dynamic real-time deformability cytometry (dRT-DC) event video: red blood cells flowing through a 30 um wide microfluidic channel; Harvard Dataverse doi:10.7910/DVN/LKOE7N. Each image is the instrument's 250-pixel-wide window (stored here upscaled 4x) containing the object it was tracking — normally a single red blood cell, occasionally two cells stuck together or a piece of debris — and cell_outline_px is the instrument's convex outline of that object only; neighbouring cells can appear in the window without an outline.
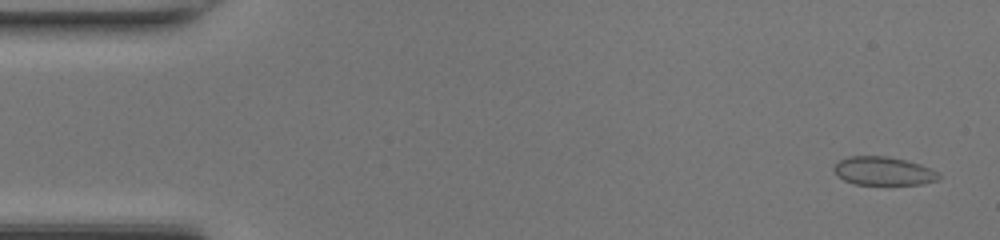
{"species": "common noctule bat (a hibernating species)", "species_latin": "Nyctalus noctula", "temperature_condition": "room temperature", "stored_images_in_passage": 46, "camera_frame_rate_fps": 3000, "um_per_image_px": 0.085, "animal": {"sex": "female", "body_mass_g": 17.0, "forearm_length_mm": 48.0}, "frame": {"image": 1, "passage_image": 1, "time_ms": 0.0, "image_size_px": [1000, 240], "cell_outline_px": [[940, 176], [936, 180], [920, 184], [856, 184], [844, 180], [832, 168], [840, 160], [848, 156], [888, 156], [920, 164], [936, 172]], "centroid_in_image_um": [75.06, 14.53], "position_along_channel_um": 9.9, "area_um2": 16.99}}
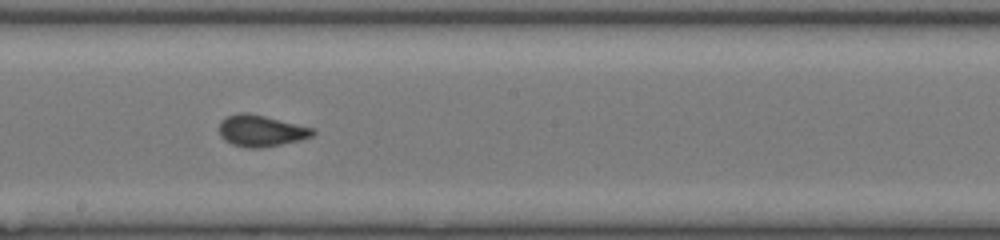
{"frame": {"image": 2, "passage_image": 25, "time_ms": 8.0, "image_size_px": [1000, 240], "cell_outline_px": [[316, 132], [312, 136], [300, 140], [260, 148], [248, 148], [232, 144], [224, 140], [220, 136], [220, 120], [236, 112], [248, 112], [316, 128]], "centroid_in_image_um": [22.2, 11.1], "position_along_channel_um": 226.0, "area_um2": 17.28}}
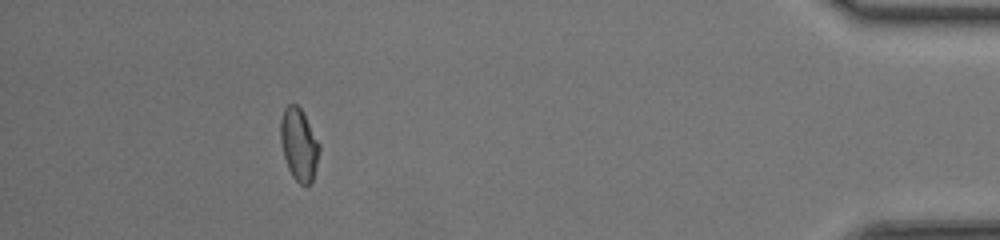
{"frame": {"image": 3, "passage_image": 42, "time_ms": 13.667, "image_size_px": [1000, 240], "cell_outline_px": [[320, 148], [312, 180], [308, 184], [300, 184], [292, 176], [288, 168], [284, 156], [280, 140], [280, 120], [284, 108], [288, 104], [296, 104], [300, 108], [320, 144]], "centroid_in_image_um": [25.38, 12.26], "position_along_channel_um": 409.8, "area_um2": 16.07}, "authors_computed_cell_mechanics": {"area_um2": 16.9932, "velocity_mm_per_s": 4.3602, "shape_relaxation_time_tau1_ms": 9.4093, "shape_relaxation_time_tau2_ms": null, "deformation_change_tau1": 0.1688, "deformation_change_tau2": null}}